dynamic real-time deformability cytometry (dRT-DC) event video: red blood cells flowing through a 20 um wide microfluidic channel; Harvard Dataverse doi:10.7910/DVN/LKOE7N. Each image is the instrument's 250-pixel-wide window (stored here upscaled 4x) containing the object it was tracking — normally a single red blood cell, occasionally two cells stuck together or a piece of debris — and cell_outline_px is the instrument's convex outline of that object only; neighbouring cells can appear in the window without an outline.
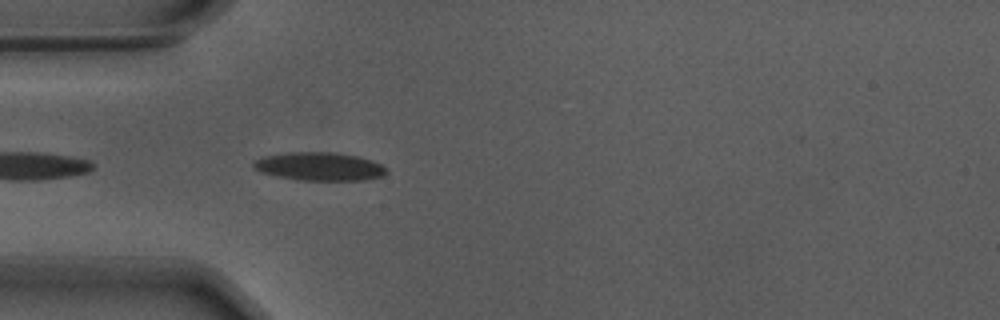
{"species": "Egyptian fruit bat (a non-hibernating species)", "species_latin": "Rousettus aegyptiacus", "temperature_condition": "warm", "stored_images_in_passage": 39, "camera_frame_rate_fps": 3000, "um_per_image_px": 0.085, "animal": {"sex": "male"}, "frame": {"image": 1, "passage_image": 2, "time_ms": 0.333, "image_size_px": [1000, 320], "cell_outline_px": [[388, 172], [384, 176], [368, 180], [300, 180], [276, 176], [260, 172], [252, 168], [252, 164], [256, 160], [264, 156], [288, 152], [332, 152], [356, 156], [372, 160], [380, 164]], "centroid_in_image_um": [27.14, 14.15], "position_along_channel_um": 57.9, "area_um2": 21.96}}
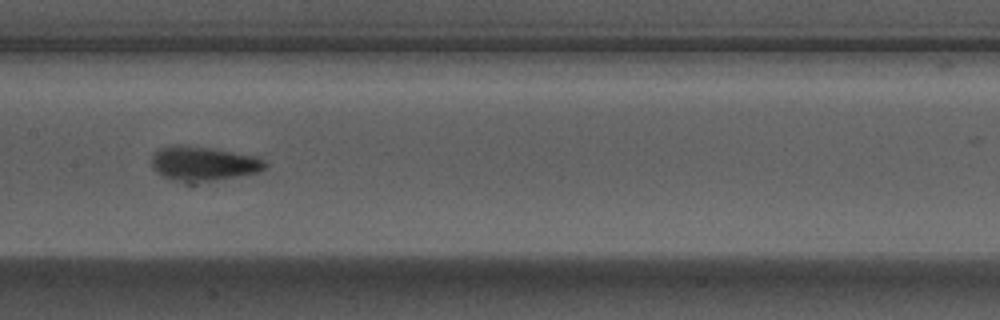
{"frame": {"image": 2, "passage_image": 13, "time_ms": 4.0, "image_size_px": [1000, 320], "cell_outline_px": [[268, 164], [260, 172], [216, 180], [192, 184], [184, 184], [172, 180], [156, 172], [152, 168], [152, 156], [160, 148], [212, 148], [256, 156], [264, 160]], "centroid_in_image_um": [17.33, 13.98], "position_along_channel_um": 190.1, "area_um2": 22.37}}
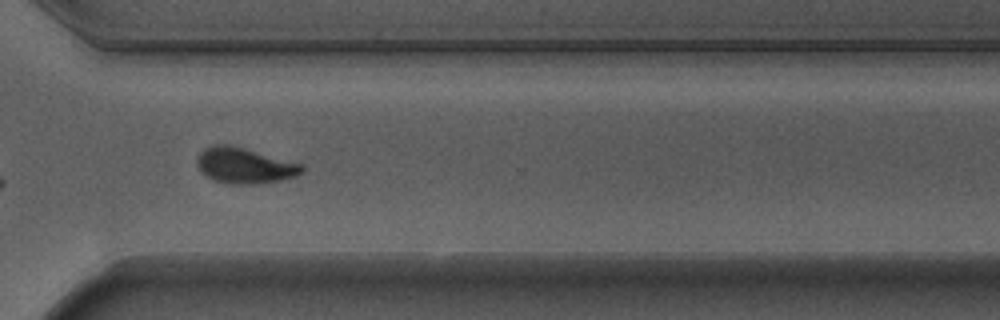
{"frame": {"image": 3, "passage_image": 26, "time_ms": 8.333, "image_size_px": [1000, 320], "cell_outline_px": [[304, 172], [296, 176], [280, 180], [256, 184], [228, 184], [212, 180], [200, 172], [196, 164], [196, 160], [200, 152], [204, 148], [212, 144], [228, 144], [244, 148], [304, 164]], "centroid_in_image_um": [20.77, 14.07], "position_along_channel_um": 349.8, "area_um2": 22.14}, "authors_computed_cell_mechanics": {"area_um2": 21.3282, "velocity_mm_per_s": 3.6904, "shape_relaxation_time_tau1_ms": 3.586, "shape_relaxation_time_tau2_ms": 1.6772, "deformation_change_tau1": 0.141, "deformation_change_tau2": 0.0868}}